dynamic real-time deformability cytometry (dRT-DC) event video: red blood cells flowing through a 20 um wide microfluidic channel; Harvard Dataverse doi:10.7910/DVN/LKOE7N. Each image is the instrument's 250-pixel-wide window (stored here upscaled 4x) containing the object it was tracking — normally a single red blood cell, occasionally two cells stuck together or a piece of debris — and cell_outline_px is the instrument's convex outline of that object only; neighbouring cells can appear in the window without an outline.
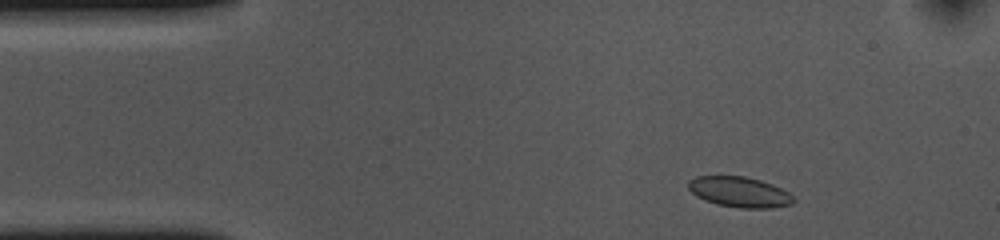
{"species": "common noctule bat (a hibernating species)", "species_latin": "Nyctalus noctula", "temperature_condition": "cold", "stored_images_in_passage": 50, "camera_frame_rate_fps": 3000, "um_per_image_px": 0.085, "animal": {"sex": "female", "body_mass_g": 10.0, "forearm_length_mm": 53.1}, "frame": {"image": 1, "passage_image": 3, "time_ms": 0.667, "image_size_px": [1000, 240], "cell_outline_px": [[796, 200], [792, 204], [772, 208], [740, 208], [716, 204], [704, 200], [696, 196], [688, 188], [688, 180], [696, 176], [744, 176], [760, 180], [772, 184], [788, 192]], "centroid_in_image_um": [62.85, 16.32], "position_along_channel_um": 22.2, "area_um2": 18.73}}
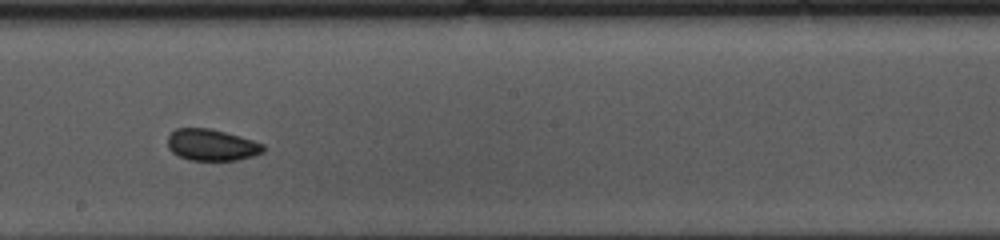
{"frame": {"image": 2, "passage_image": 25, "time_ms": 8.0, "image_size_px": [1000, 240], "cell_outline_px": [[264, 152], [252, 156], [236, 160], [188, 160], [172, 152], [168, 148], [168, 136], [176, 128], [208, 128], [240, 136], [264, 144]], "centroid_in_image_um": [17.98, 12.32], "position_along_channel_um": 230.2, "area_um2": 17.46}}
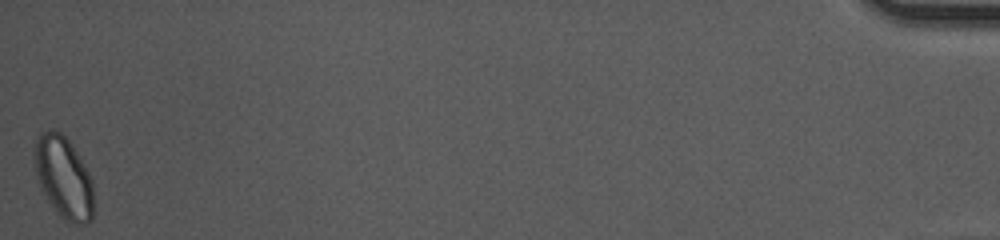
{"frame": {"image": 3, "passage_image": 50, "time_ms": 16.333, "image_size_px": [1000, 240], "cell_outline_px": [[92, 220], [88, 224], [72, 224], [64, 220], [56, 212], [40, 188], [32, 164], [32, 148], [36, 136], [40, 132], [48, 128], [52, 128], [60, 132], [68, 140], [76, 152], [88, 172], [92, 180]], "centroid_in_image_um": [5.33, 15.04], "position_along_channel_um": 429.9, "area_um2": 28.78}, "authors_computed_cell_mechanics": {"area_um2": 18.496, "velocity_mm_per_s": 3.6176, "shape_relaxation_time_tau1_ms": 5.3093, "shape_relaxation_time_tau2_ms": 3.483, "deformation_change_tau1": 0.0631, "deformation_change_tau2": 0.0488}}